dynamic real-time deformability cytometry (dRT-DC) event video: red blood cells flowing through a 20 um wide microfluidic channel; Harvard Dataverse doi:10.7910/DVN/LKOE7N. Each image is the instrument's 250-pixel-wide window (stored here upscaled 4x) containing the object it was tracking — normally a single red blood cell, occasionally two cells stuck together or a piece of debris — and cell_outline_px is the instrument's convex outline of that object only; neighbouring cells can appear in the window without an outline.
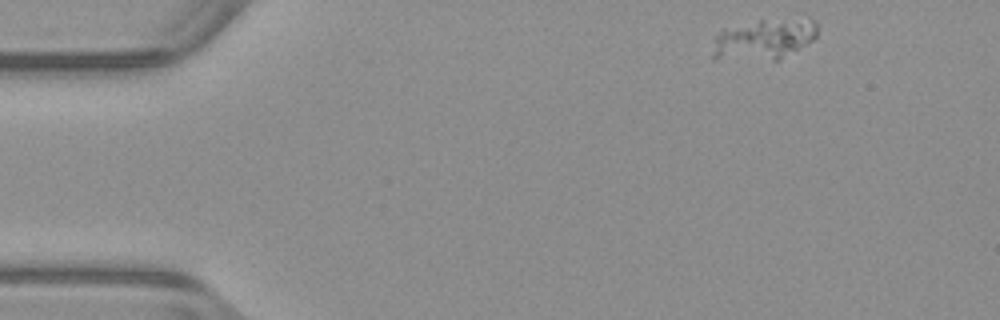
{"species": "common noctule bat (a hibernating species)", "species_latin": "Nyctalus noctula", "temperature_condition": "warm", "stored_images_in_passage": 49, "segment_of_instrument_passage": [1, 2], "camera_frame_rate_fps": 3000, "um_per_image_px": 0.085, "animal": {"sex": "male", "body_mass_g": 23.1, "forearm_length_mm": 52.7}, "frame": {"image": 1, "passage_image": 1, "time_ms": 0.0, "image_size_px": [1000, 320], "cell_outline_px": [[816, 36], [812, 40], [780, 60], [712, 60], [712, 56], [716, 36], [720, 28], [760, 20], [804, 12], [816, 20]], "centroid_in_image_um": [65.0, 3.26], "position_along_channel_um": 20.0, "area_um2": 26.47}}
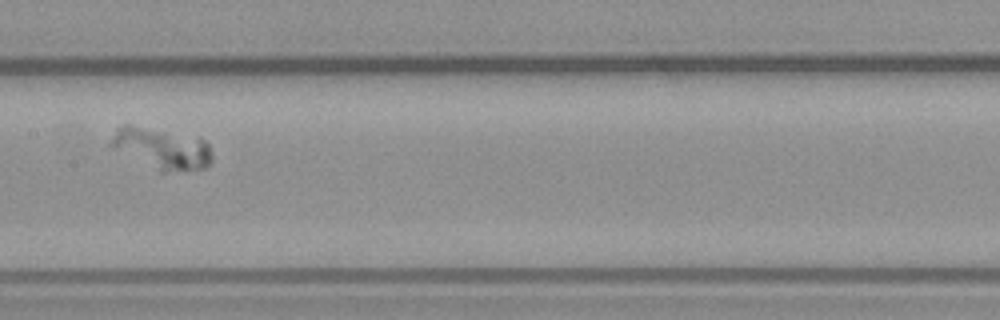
{"frame": {"image": 2, "passage_image": 22, "time_ms": 7.0, "image_size_px": [1000, 320], "cell_outline_px": [[212, 160], [204, 168], [164, 172], [160, 172], [108, 148], [108, 140], [116, 128], [120, 124], [128, 124], [200, 136], [208, 144], [212, 152]], "centroid_in_image_um": [13.67, 12.59], "position_along_channel_um": 193.7, "area_um2": 25.14}}
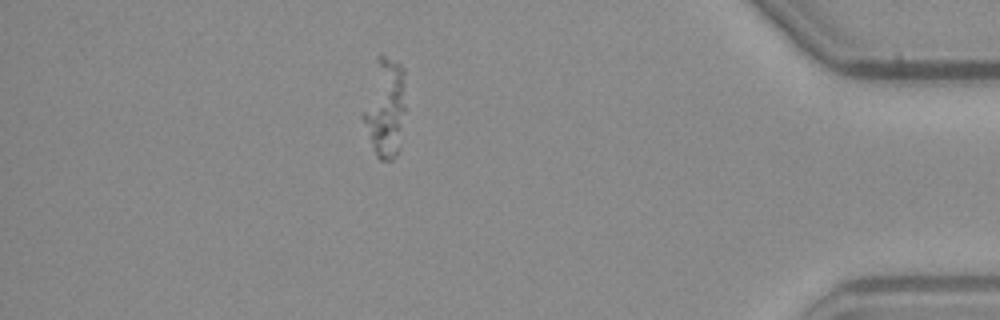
{"frame": {"image": 3, "passage_image": 42, "time_ms": 13.667, "image_size_px": [1000, 320], "cell_outline_px": [[404, 108], [400, 148], [396, 156], [392, 160], [380, 160], [376, 156], [372, 148], [360, 116], [376, 56], [380, 52], [396, 60], [404, 68]], "centroid_in_image_um": [32.7, 9.12], "position_along_channel_um": 402.5, "area_um2": 25.26}}